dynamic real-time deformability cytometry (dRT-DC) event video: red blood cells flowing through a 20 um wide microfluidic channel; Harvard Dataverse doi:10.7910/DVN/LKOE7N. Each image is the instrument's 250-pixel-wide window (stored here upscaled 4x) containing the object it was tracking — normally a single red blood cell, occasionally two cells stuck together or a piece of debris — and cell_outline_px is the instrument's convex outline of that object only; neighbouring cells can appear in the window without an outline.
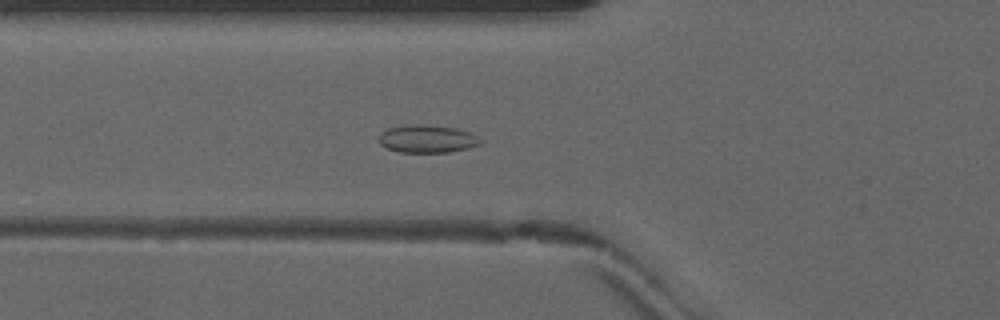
{"species": "common noctule bat (a hibernating species)", "species_latin": "Nyctalus noctula", "temperature_condition": "warm", "stored_images_in_passage": 45, "camera_frame_rate_fps": 3000, "um_per_image_px": 0.085, "animal": {"sex": "male", "forearm_length_mm": 52.5}, "frame": {"image": 1, "passage_image": 12, "time_ms": 3.667, "image_size_px": [1000, 320], "cell_outline_px": [[484, 140], [480, 144], [468, 148], [448, 152], [400, 152], [388, 148], [380, 144], [380, 136], [388, 128], [404, 124], [424, 124], [456, 128], [472, 132]], "centroid_in_image_um": [36.37, 11.79], "position_along_channel_um": 89.4, "area_um2": 16.53}}
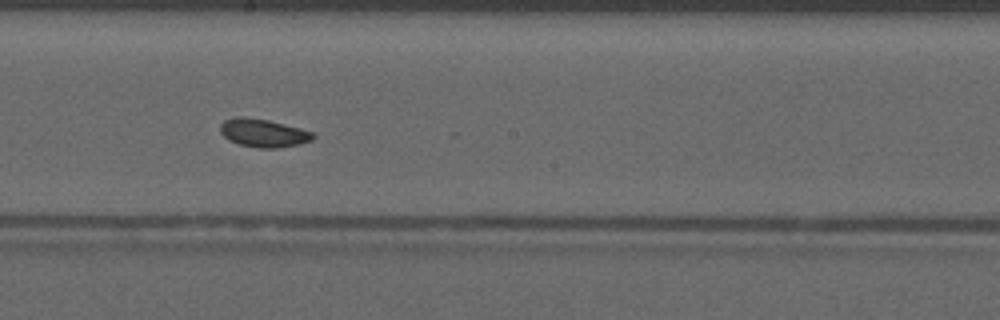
{"frame": {"image": 2, "passage_image": 22, "time_ms": 7.0, "image_size_px": [1000, 320], "cell_outline_px": [[316, 136], [312, 140], [300, 144], [276, 148], [256, 148], [240, 144], [224, 136], [220, 132], [220, 124], [224, 120], [236, 116], [244, 116], [268, 120], [300, 128], [312, 132]], "centroid_in_image_um": [22.39, 11.29], "position_along_channel_um": 225.8, "area_um2": 15.2}}
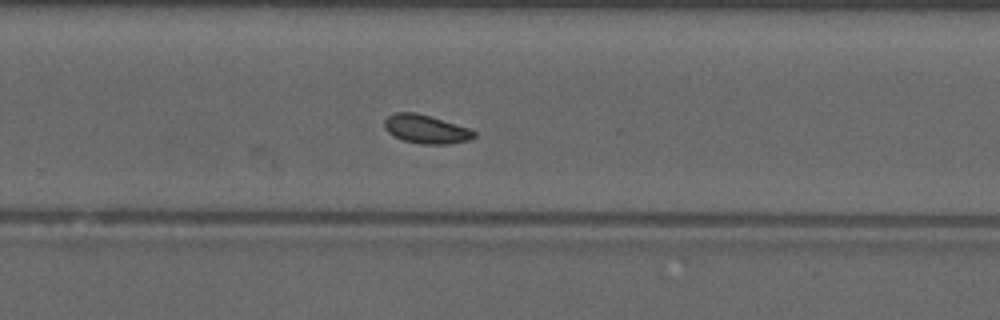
{"frame": {"image": 3, "passage_image": 27, "time_ms": 8.667, "image_size_px": [1000, 320], "cell_outline_px": [[476, 136], [468, 140], [448, 144], [420, 144], [404, 140], [392, 136], [384, 128], [384, 120], [388, 116], [396, 112], [416, 112], [468, 128], [476, 132]], "centroid_in_image_um": [36.17, 10.98], "position_along_channel_um": 293.6, "area_um2": 14.85}, "authors_computed_cell_mechanics": {"area_um2": 14.8546, "velocity_mm_per_s": 4.0867, "shape_relaxation_time_tau1_ms": null, "shape_relaxation_time_tau2_ms": 4.6917, "deformation_change_tau1": null, "deformation_change_tau2": 0.0905}}